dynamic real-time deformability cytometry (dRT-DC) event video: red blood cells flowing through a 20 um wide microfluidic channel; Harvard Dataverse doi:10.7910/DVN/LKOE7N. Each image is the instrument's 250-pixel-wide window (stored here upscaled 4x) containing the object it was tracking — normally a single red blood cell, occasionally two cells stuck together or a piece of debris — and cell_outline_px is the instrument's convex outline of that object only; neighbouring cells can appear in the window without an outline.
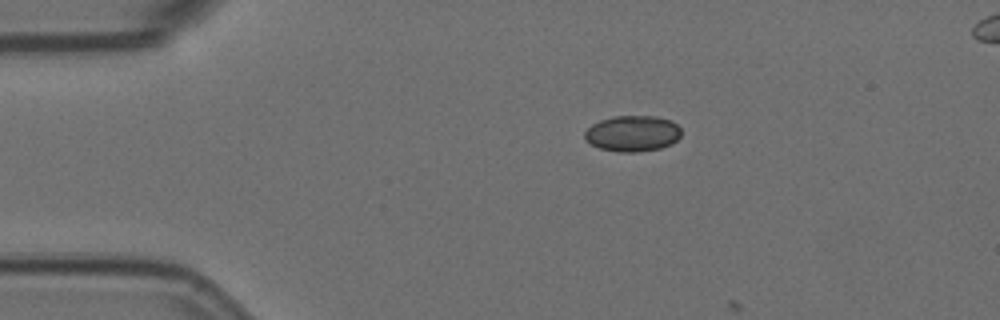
{"species": "Egyptian fruit bat (a non-hibernating species)", "species_latin": "Rousettus aegyptiacus", "temperature_condition": "room temperature", "stored_images_in_passage": 4, "camera_frame_rate_fps": 3000, "um_per_image_px": 0.085, "animal": {"sex": "female"}, "frame": {"image": 1, "passage_image": 1, "time_ms": 0.0, "image_size_px": [1000, 320], "cell_outline_px": [[680, 136], [672, 144], [660, 148], [636, 152], [620, 152], [600, 148], [584, 140], [584, 132], [592, 124], [600, 120], [612, 116], [656, 116], [672, 120], [680, 128]], "centroid_in_image_um": [53.76, 11.34], "position_along_channel_um": 31.2, "area_um2": 20.29}}